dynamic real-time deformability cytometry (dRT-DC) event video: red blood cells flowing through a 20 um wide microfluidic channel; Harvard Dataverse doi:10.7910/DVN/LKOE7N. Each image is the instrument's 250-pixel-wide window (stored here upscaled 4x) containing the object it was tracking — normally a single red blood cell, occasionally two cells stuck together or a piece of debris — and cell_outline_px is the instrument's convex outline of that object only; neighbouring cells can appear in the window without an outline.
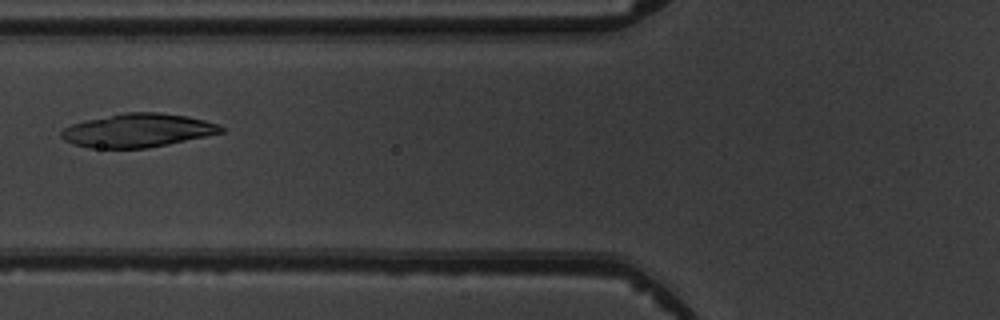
{"species": "common noctule bat (a hibernating species)", "species_latin": "Nyctalus noctula", "temperature_condition": "warm", "stored_images_in_passage": 3, "camera_frame_rate_fps": 3000, "um_per_image_px": 0.085, "animal": {"sex": "male", "body_mass_g": 19.5, "forearm_length_mm": 54.6}, "frame": {"image": 1, "passage_image": 2, "time_ms": 1.333, "image_size_px": [1000, 320], "cell_outline_px": [[224, 132], [168, 144], [148, 148], [88, 148], [72, 144], [64, 140], [60, 136], [60, 132], [64, 128], [72, 124], [84, 120], [124, 112], [160, 112], [188, 116], [220, 124], [224, 128]], "centroid_in_image_um": [11.69, 11.08], "position_along_channel_um": 114.1, "area_um2": 31.44}}
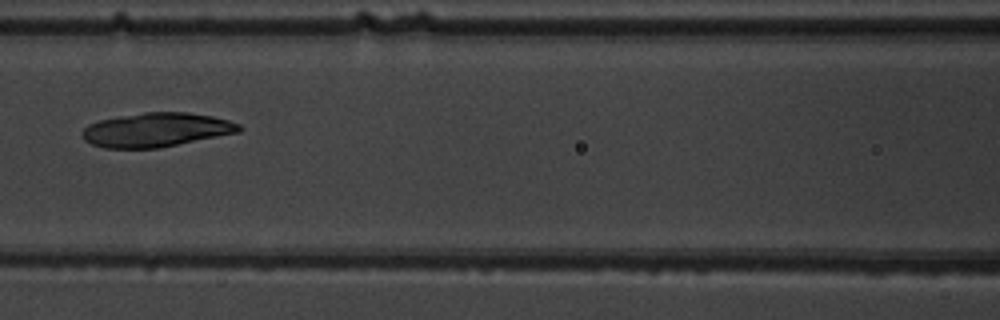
{"frame": {"image": 2, "passage_image": 3, "time_ms": 2.333, "image_size_px": [1000, 320], "cell_outline_px": [[244, 128], [240, 132], [160, 148], [104, 148], [92, 144], [84, 140], [80, 132], [88, 124], [100, 120], [120, 116], [144, 112], [188, 112], [212, 116], [228, 120], [240, 124]], "centroid_in_image_um": [13.3, 11.04], "position_along_channel_um": 153.3, "area_um2": 31.33}}